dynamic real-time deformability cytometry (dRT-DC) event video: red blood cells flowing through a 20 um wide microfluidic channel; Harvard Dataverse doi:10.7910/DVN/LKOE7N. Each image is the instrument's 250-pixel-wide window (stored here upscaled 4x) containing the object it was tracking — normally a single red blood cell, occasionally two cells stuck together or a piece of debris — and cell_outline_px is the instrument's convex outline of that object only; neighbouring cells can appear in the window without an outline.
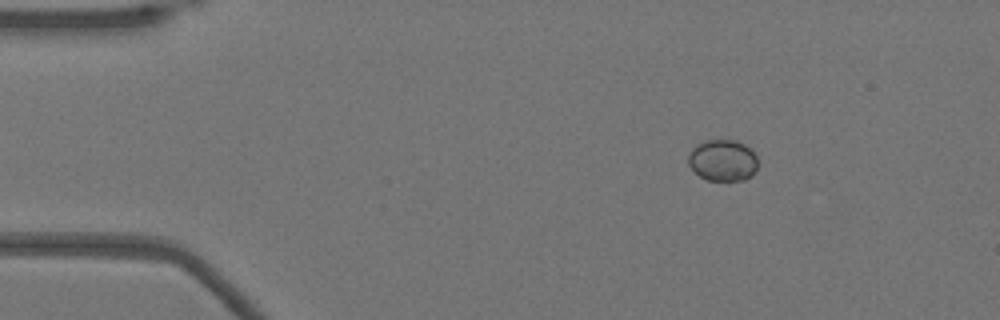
{"species": "Egyptian fruit bat (a non-hibernating species)", "species_latin": "Rousettus aegyptiacus", "temperature_condition": "warm", "stored_images_in_passage": 16, "camera_frame_rate_fps": 3000, "um_per_image_px": 0.085, "animal": {"sex": "female"}, "frame": {"image": 1, "passage_image": 7, "time_ms": 2.0, "image_size_px": [1000, 320], "cell_outline_px": [[756, 168], [752, 176], [744, 180], [708, 180], [700, 176], [688, 164], [688, 156], [692, 148], [704, 140], [736, 140], [752, 148], [756, 156]], "centroid_in_image_um": [61.44, 13.62], "position_along_channel_um": 23.6, "area_um2": 16.82}}
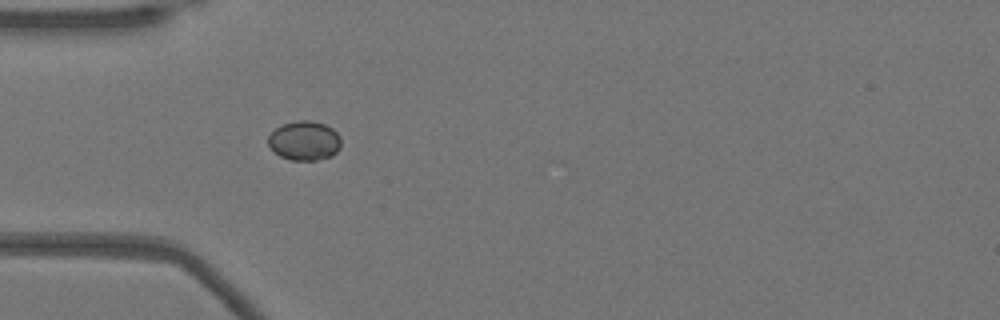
{"frame": {"image": 2, "passage_image": 15, "time_ms": 4.667, "image_size_px": [1000, 320], "cell_outline_px": [[340, 148], [332, 156], [316, 160], [292, 160], [280, 156], [268, 144], [268, 136], [276, 128], [284, 124], [300, 120], [308, 120], [324, 124], [332, 128], [340, 136]], "centroid_in_image_um": [25.89, 11.96], "position_along_channel_um": 59.1, "area_um2": 16.53}}